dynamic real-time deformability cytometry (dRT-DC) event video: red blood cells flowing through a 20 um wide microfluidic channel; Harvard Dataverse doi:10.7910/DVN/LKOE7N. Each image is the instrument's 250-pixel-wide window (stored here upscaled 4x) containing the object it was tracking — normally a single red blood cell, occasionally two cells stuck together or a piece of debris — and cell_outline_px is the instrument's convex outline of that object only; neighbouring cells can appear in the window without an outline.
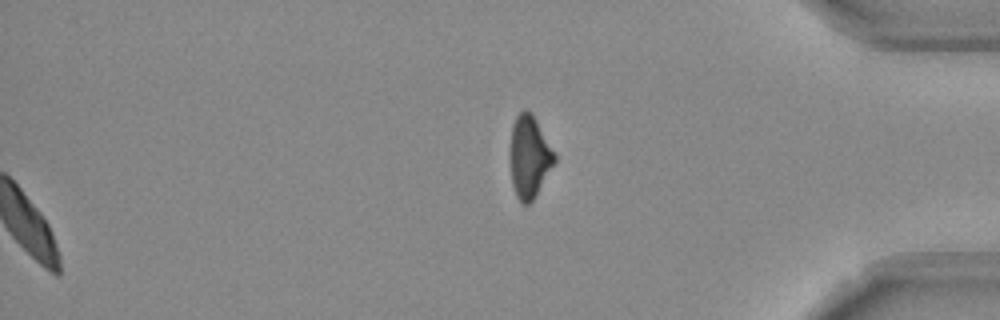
{"species": "Egyptian fruit bat (a non-hibernating species)", "species_latin": "Rousettus aegyptiacus", "temperature_condition": "room temperature", "stored_images_in_passage": 54, "segment_of_instrument_passage": [2, 2], "camera_frame_rate_fps": 3000, "um_per_image_px": 0.085, "frame": {"image": 1, "passage_image": 54, "time_ms": 17.667, "image_size_px": [1000, 320], "cell_outline_px": [[556, 160], [532, 200], [528, 204], [524, 204], [516, 196], [512, 184], [512, 124], [516, 116], [524, 108], [532, 112], [556, 156]], "centroid_in_image_um": [45.0, 13.29], "position_along_channel_um": 390.2, "area_um2": 20.46}}